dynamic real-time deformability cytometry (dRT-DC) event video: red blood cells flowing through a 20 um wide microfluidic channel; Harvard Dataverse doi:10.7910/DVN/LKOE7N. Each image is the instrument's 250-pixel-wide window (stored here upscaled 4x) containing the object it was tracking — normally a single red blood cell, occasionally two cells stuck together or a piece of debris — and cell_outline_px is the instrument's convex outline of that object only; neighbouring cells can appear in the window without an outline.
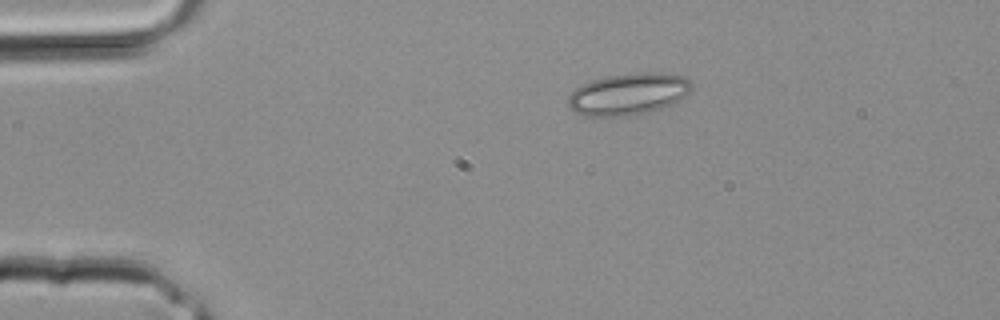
{"species": "common noctule bat (a hibernating species)", "species_latin": "Nyctalus noctula", "temperature_condition": "room temperature", "stored_images_in_passage": 2, "camera_frame_rate_fps": 3000, "um_per_image_px": 0.085, "animal": {"sex": "male", "body_mass_g": 20.4}, "frame": {"image": 1, "passage_image": 1, "time_ms": 0.0, "image_size_px": [1000, 320], "cell_outline_px": [[692, 84], [688, 92], [684, 96], [672, 104], [648, 112], [624, 116], [584, 116], [572, 112], [568, 104], [568, 96], [576, 88], [592, 80], [608, 76], [640, 72], [660, 72], [684, 76]], "centroid_in_image_um": [53.38, 7.99], "position_along_channel_um": 31.6, "area_um2": 29.94}}